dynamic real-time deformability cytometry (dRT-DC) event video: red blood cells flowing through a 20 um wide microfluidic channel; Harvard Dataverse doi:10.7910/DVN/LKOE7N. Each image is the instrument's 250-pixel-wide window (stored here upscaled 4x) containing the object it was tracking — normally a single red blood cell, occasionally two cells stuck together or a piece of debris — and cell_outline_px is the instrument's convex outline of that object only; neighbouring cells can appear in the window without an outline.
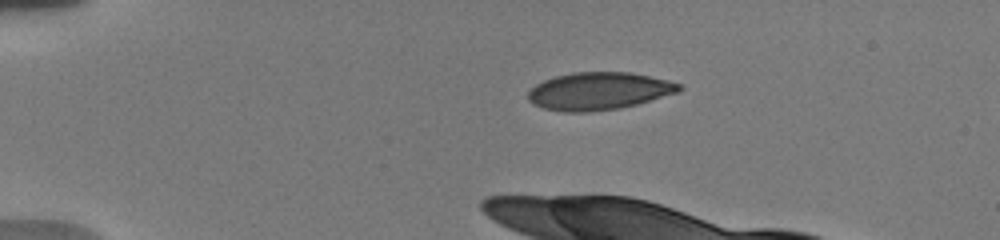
{"species": "human", "species_latin": "Homo sapiens", "temperature_condition": "warm", "stored_images_in_passage": 7, "camera_frame_rate_fps": 3000, "um_per_image_px": 0.085, "donor": {"sex": "male"}, "frame": {"image": 1, "passage_image": 1, "time_ms": 0.0, "image_size_px": [1000, 240], "cell_outline_px": [[684, 88], [680, 92], [636, 104], [620, 108], [588, 112], [564, 112], [544, 108], [532, 104], [528, 100], [528, 92], [536, 84], [544, 80], [556, 76], [572, 72], [628, 72], [648, 76], [684, 84]], "centroid_in_image_um": [50.91, 7.74], "position_along_channel_um": 34.1, "area_um2": 33.12}}